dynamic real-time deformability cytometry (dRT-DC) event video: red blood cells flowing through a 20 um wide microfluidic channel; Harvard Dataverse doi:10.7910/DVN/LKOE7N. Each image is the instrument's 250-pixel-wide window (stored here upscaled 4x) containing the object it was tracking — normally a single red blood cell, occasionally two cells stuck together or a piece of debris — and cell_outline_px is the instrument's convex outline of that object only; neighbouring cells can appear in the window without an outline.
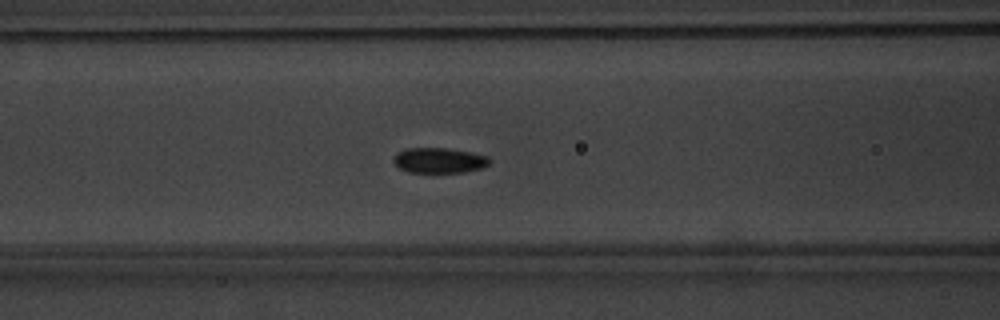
{"species": "common noctule bat (a hibernating species)", "species_latin": "Nyctalus noctula", "temperature_condition": "warm", "stored_images_in_passage": 56, "camera_frame_rate_fps": 3000, "um_per_image_px": 0.085, "animal": {"sex": "male", "body_mass_g": 20.1, "forearm_length_mm": 53.5}, "frame": {"image": 1, "passage_image": 25, "time_ms": 8.0, "image_size_px": [1000, 320], "cell_outline_px": [[492, 160], [484, 168], [464, 172], [408, 172], [400, 168], [392, 160], [396, 152], [408, 148], [448, 148], [472, 152], [488, 156]], "centroid_in_image_um": [37.36, 13.62], "position_along_channel_um": 129.2, "area_um2": 14.28}}
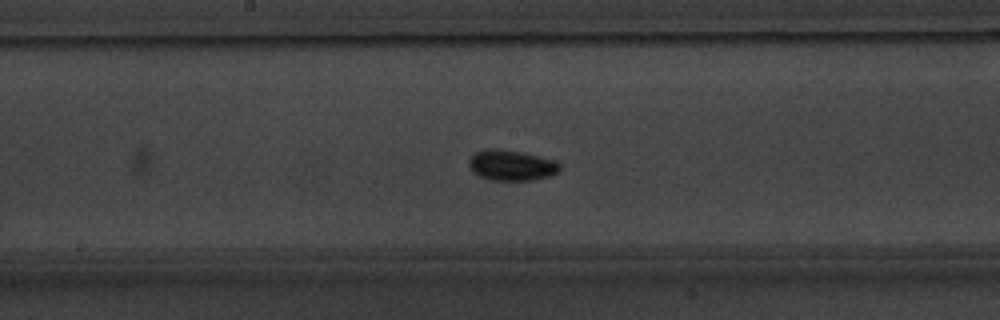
{"frame": {"image": 2, "passage_image": 31, "time_ms": 10.0, "image_size_px": [1000, 320], "cell_outline_px": [[560, 172], [548, 176], [532, 180], [492, 180], [480, 176], [472, 172], [468, 164], [468, 160], [476, 152], [488, 148], [496, 148], [524, 152], [556, 160], [560, 164]], "centroid_in_image_um": [43.49, 14.04], "position_along_channel_um": 204.7, "area_um2": 16.36}}
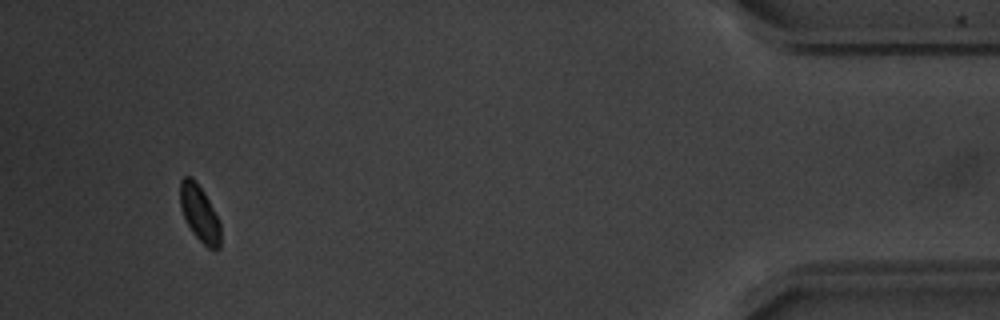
{"frame": {"image": 3, "passage_image": 53, "time_ms": 17.333, "image_size_px": [1000, 320], "cell_outline_px": [[220, 248], [216, 252], [208, 248], [192, 232], [180, 208], [180, 180], [184, 176], [188, 176], [196, 180], [204, 192], [220, 224]], "centroid_in_image_um": [16.96, 18.15], "position_along_channel_um": 418.2, "area_um2": 13.18}}